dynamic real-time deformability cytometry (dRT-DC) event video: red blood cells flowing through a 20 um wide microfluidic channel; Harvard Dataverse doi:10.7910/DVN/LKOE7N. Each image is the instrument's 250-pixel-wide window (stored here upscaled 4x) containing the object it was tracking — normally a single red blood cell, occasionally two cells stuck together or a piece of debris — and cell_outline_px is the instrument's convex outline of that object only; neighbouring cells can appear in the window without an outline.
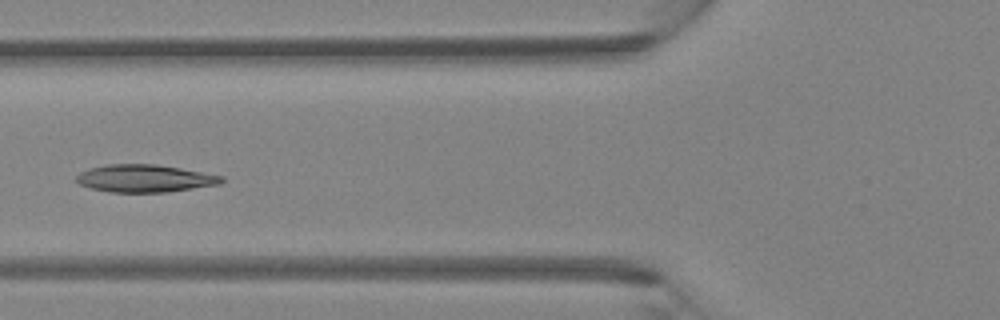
{"species": "Egyptian fruit bat (a non-hibernating species)", "species_latin": "Rousettus aegyptiacus", "temperature_condition": "room temperature", "stored_images_in_passage": 5, "camera_frame_rate_fps": 3000, "um_per_image_px": 0.085, "animal": {"sex": "female"}, "frame": {"image": 1, "passage_image": 5, "time_ms": 1.333, "image_size_px": [1000, 320], "cell_outline_px": [[224, 180], [220, 184], [168, 192], [108, 192], [92, 188], [80, 184], [76, 180], [76, 176], [80, 172], [92, 168], [108, 164], [156, 164], [180, 168], [224, 176]], "centroid_in_image_um": [12.33, 15.16], "position_along_channel_um": 113.5, "area_um2": 23.18}}